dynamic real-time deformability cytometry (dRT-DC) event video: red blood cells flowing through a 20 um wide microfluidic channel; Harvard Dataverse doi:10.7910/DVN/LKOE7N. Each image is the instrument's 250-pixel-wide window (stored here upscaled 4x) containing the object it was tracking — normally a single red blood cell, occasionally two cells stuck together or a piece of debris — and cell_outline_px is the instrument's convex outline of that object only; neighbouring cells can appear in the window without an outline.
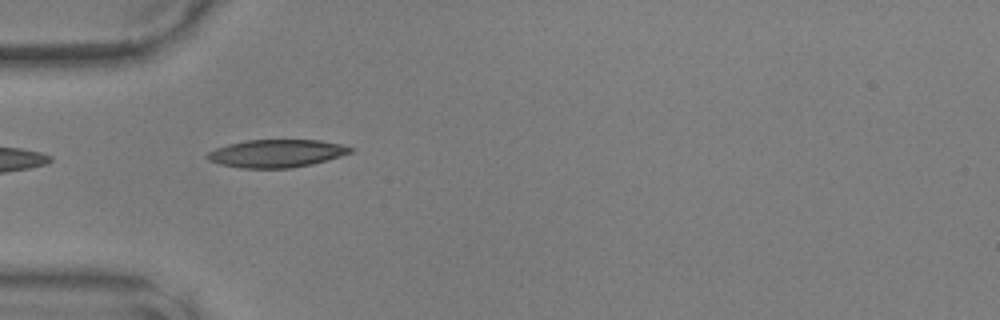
{"species": "common noctule bat (a hibernating species)", "species_latin": "Nyctalus noctula", "temperature_condition": "warm", "stored_images_in_passage": 19, "camera_frame_rate_fps": 3000, "um_per_image_px": 0.085, "animal": {"sex": "male", "body_mass_g": 17.9, "forearm_length_mm": 54.2}, "frame": {"image": 1, "passage_image": 1, "time_ms": 0.0, "image_size_px": [1000, 320], "cell_outline_px": [[356, 148], [352, 152], [340, 156], [312, 164], [292, 168], [240, 168], [220, 164], [208, 160], [204, 156], [208, 152], [216, 148], [228, 144], [244, 140], [320, 140], [340, 144]], "centroid_in_image_um": [23.49, 13.04], "position_along_channel_um": 61.5, "area_um2": 23.29}}